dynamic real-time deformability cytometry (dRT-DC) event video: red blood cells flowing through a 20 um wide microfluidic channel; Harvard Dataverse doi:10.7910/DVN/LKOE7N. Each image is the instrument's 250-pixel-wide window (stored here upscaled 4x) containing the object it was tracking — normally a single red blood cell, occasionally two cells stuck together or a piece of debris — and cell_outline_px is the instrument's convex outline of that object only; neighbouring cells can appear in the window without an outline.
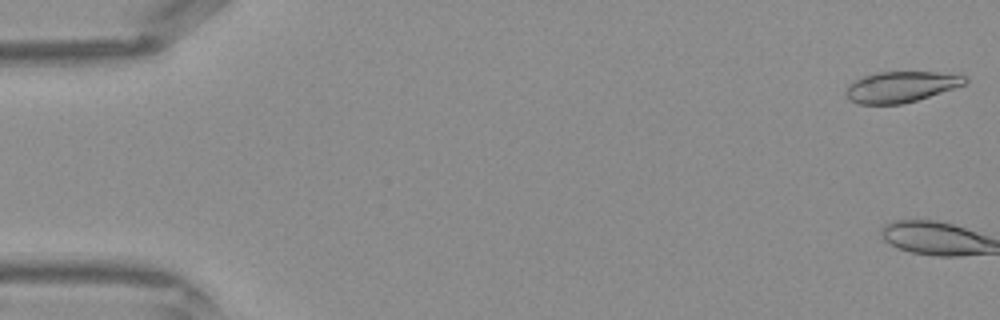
{"species": "Egyptian fruit bat (a non-hibernating species)", "species_latin": "Rousettus aegyptiacus", "temperature_condition": "warm", "stored_images_in_passage": 3, "camera_frame_rate_fps": 3000, "um_per_image_px": 0.085, "frame": {"image": 1, "passage_image": 1, "time_ms": 0.0, "image_size_px": [1000, 320], "cell_outline_px": [[968, 84], [916, 100], [900, 104], [860, 104], [848, 100], [844, 92], [848, 84], [852, 80], [876, 72], [960, 72], [968, 76]], "centroid_in_image_um": [76.63, 7.36], "position_along_channel_um": 8.4, "area_um2": 21.96}}